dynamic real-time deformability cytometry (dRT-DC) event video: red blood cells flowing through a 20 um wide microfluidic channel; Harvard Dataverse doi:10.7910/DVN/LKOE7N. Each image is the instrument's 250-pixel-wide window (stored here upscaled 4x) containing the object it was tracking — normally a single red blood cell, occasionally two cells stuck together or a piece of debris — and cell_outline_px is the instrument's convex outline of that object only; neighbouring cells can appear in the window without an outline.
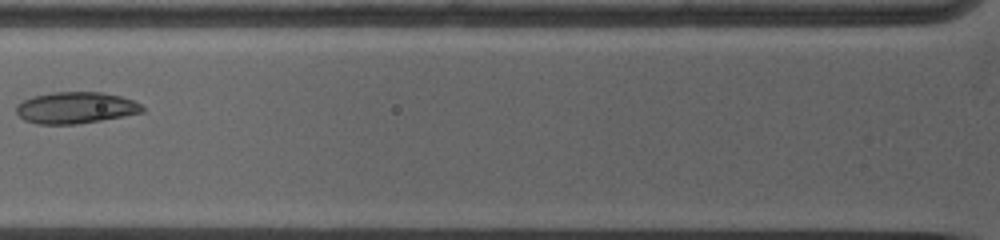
{"species": "common noctule bat (a hibernating species)", "species_latin": "Nyctalus noctula", "temperature_condition": "warm", "stored_images_in_passage": 23, "camera_frame_rate_fps": 5000, "um_per_image_px": 0.085, "animal": {"sex": "female", "body_mass_g": 19.0, "forearm_length_mm": 53.3}, "frame": {"image": 1, "passage_image": 4, "time_ms": 1.8, "image_size_px": [1000, 240], "cell_outline_px": [[144, 112], [124, 116], [76, 124], [36, 124], [24, 120], [16, 112], [16, 104], [32, 96], [52, 92], [100, 92], [120, 96], [132, 100], [140, 104], [144, 108]], "centroid_in_image_um": [6.41, 9.16], "position_along_channel_um": 119.4, "area_um2": 23.12}}
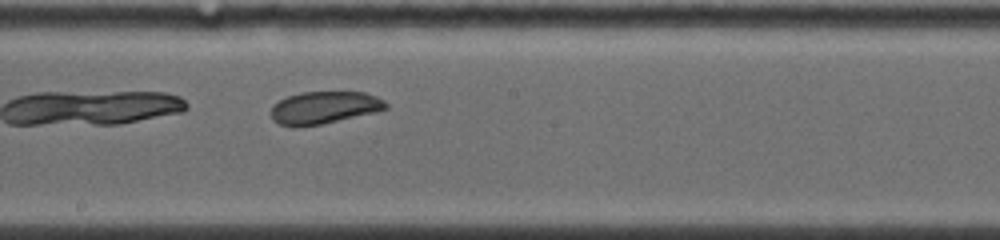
{"frame": {"image": 2, "passage_image": 9, "time_ms": 4.4, "image_size_px": [1000, 240], "cell_outline_px": [[388, 108], [380, 112], [320, 124], [292, 128], [280, 124], [272, 120], [272, 104], [288, 96], [300, 92], [364, 92], [376, 96], [384, 100], [388, 104]], "centroid_in_image_um": [27.58, 9.15], "position_along_channel_um": 220.6, "area_um2": 21.96}}
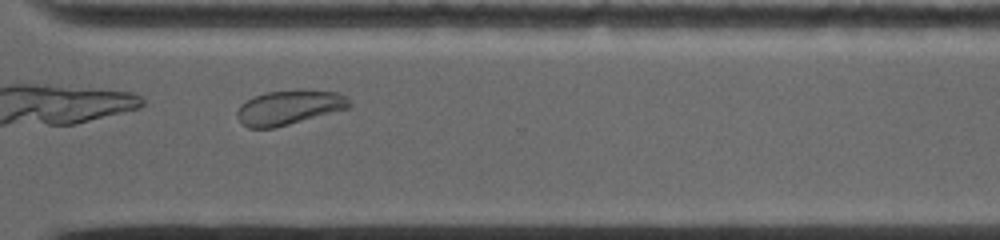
{"frame": {"image": 3, "passage_image": 18, "time_ms": 7.6, "image_size_px": [1000, 240], "cell_outline_px": [[352, 104], [348, 108], [276, 128], [248, 128], [236, 116], [236, 112], [240, 104], [252, 96], [268, 92], [336, 92], [344, 96]], "centroid_in_image_um": [24.5, 9.18], "position_along_channel_um": 346.1, "area_um2": 21.85}}